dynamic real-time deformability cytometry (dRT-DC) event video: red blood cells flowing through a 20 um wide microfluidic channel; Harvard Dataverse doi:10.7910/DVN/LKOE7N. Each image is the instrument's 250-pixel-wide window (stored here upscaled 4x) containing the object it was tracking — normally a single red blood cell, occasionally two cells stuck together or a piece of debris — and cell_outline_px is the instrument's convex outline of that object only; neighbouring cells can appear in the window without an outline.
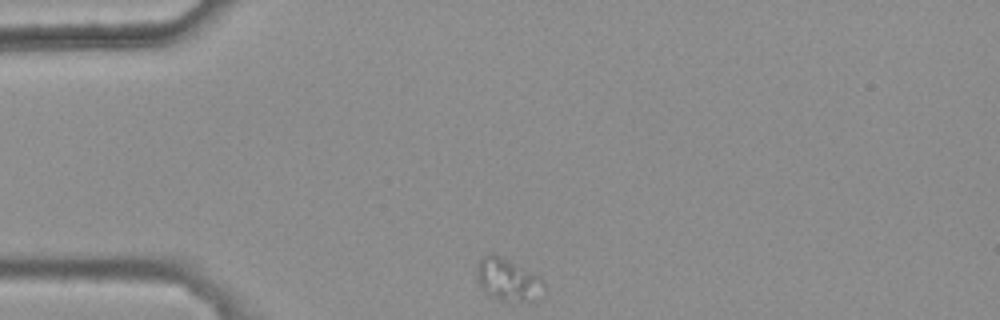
{"species": "common noctule bat (a hibernating species)", "species_latin": "Nyctalus noctula", "temperature_condition": "warm", "stored_images_in_passage": 34, "camera_frame_rate_fps": 3000, "um_per_image_px": 0.085, "animal": {"sex": "female", "body_mass_g": 25.1}, "frame": {"image": 1, "passage_image": 1, "time_ms": 0.0, "image_size_px": [1000, 320], "cell_outline_px": [[548, 292], [540, 300], [504, 300], [488, 292], [476, 280], [476, 268], [480, 260], [484, 256], [492, 252], [540, 276], [544, 280]], "centroid_in_image_um": [43.28, 23.76], "position_along_channel_um": 41.7, "area_um2": 16.53}}